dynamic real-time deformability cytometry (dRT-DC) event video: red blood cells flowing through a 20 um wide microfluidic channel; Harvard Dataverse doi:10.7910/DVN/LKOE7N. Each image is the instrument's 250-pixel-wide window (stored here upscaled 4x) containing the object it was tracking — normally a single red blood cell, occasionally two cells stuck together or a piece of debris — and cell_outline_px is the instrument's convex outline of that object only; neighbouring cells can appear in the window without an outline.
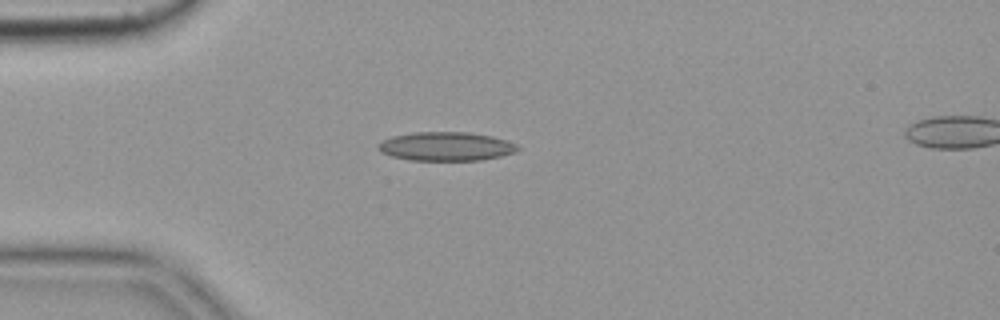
{"species": "common noctule bat (a hibernating species)", "species_latin": "Nyctalus noctula", "temperature_condition": "cold", "stored_images_in_passage": 6, "camera_frame_rate_fps": 3000, "um_per_image_px": 0.085, "animal": {"sex": "female", "body_mass_g": 19.9}, "frame": {"image": 1, "passage_image": 5, "time_ms": 1.333, "image_size_px": [1000, 320], "cell_outline_px": [[520, 148], [516, 152], [500, 156], [480, 160], [408, 160], [392, 156], [380, 152], [376, 148], [376, 144], [380, 140], [392, 136], [412, 132], [468, 132], [492, 136], [508, 140], [516, 144]], "centroid_in_image_um": [37.87, 12.43], "position_along_channel_um": 47.1, "area_um2": 23.7}}